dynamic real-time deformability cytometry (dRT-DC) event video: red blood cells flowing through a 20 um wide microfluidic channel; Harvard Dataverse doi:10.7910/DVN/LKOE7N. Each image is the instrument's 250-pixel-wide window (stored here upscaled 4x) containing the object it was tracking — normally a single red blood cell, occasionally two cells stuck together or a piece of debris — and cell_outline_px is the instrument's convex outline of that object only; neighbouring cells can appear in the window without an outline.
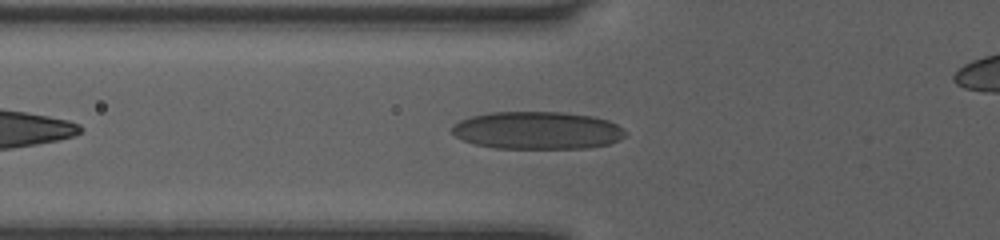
{"species": "human", "species_latin": "Homo sapiens", "temperature_condition": "room temperature", "stored_images_in_passage": 34, "camera_frame_rate_fps": 3000, "um_per_image_px": 0.085, "donor": {"sex": "female"}, "frame": {"image": 1, "passage_image": 6, "time_ms": 1.667, "image_size_px": [1000, 240], "cell_outline_px": [[628, 132], [620, 140], [608, 144], [588, 148], [496, 148], [476, 144], [464, 140], [456, 136], [452, 132], [452, 124], [460, 120], [472, 116], [488, 112], [564, 112], [592, 116], [608, 120], [616, 124]], "centroid_in_image_um": [45.69, 11.08], "position_along_channel_um": 80.1, "area_um2": 38.09}}
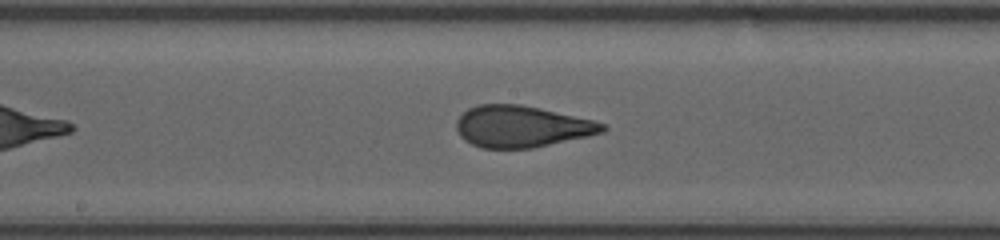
{"frame": {"image": 2, "passage_image": 15, "time_ms": 4.667, "image_size_px": [1000, 240], "cell_outline_px": [[608, 128], [604, 132], [588, 136], [532, 148], [480, 148], [464, 140], [460, 136], [456, 128], [456, 120], [468, 108], [476, 104], [520, 104], [592, 120], [604, 124]], "centroid_in_image_um": [44.3, 10.75], "position_along_channel_um": 203.9, "area_um2": 35.2}}
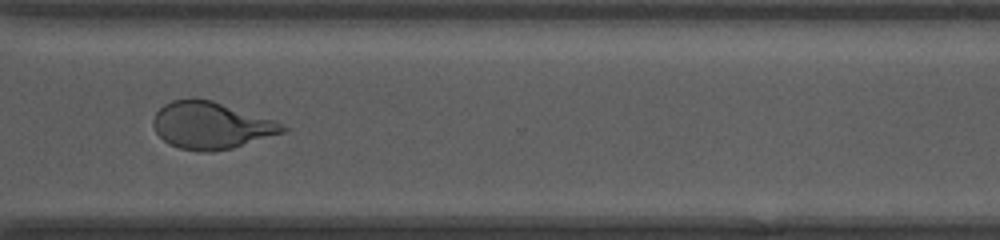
{"frame": {"image": 3, "passage_image": 26, "time_ms": 8.333, "image_size_px": [1000, 240], "cell_outline_px": [[288, 128], [284, 132], [232, 148], [208, 152], [200, 152], [180, 148], [168, 144], [156, 132], [152, 124], [152, 120], [156, 112], [164, 104], [172, 100], [192, 96], [196, 96], [212, 100], [276, 120]], "centroid_in_image_um": [17.91, 10.63], "position_along_channel_um": 352.7, "area_um2": 35.78}}